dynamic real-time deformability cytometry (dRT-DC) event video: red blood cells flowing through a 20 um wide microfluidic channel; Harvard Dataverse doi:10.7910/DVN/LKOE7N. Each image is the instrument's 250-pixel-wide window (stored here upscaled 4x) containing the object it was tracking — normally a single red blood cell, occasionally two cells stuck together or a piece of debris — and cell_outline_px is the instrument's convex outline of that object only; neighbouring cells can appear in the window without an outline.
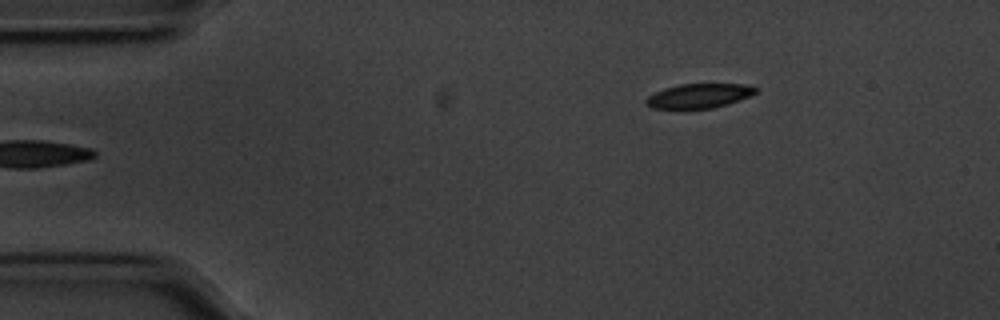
{"species": "common noctule bat (a hibernating species)", "species_latin": "Nyctalus noctula", "temperature_condition": "cold", "stored_images_in_passage": 49, "camera_frame_rate_fps": 3000, "um_per_image_px": 0.085, "animal": {"sex": "male", "body_mass_g": 20.1, "forearm_length_mm": 53.5}, "frame": {"image": 1, "passage_image": 1, "time_ms": 0.0, "image_size_px": [1000, 320], "cell_outline_px": [[756, 92], [748, 96], [728, 104], [712, 108], [652, 108], [644, 104], [644, 100], [648, 96], [664, 88], [680, 84], [744, 84], [756, 88]], "centroid_in_image_um": [59.36, 8.14], "position_along_channel_um": 25.6, "area_um2": 15.37}}
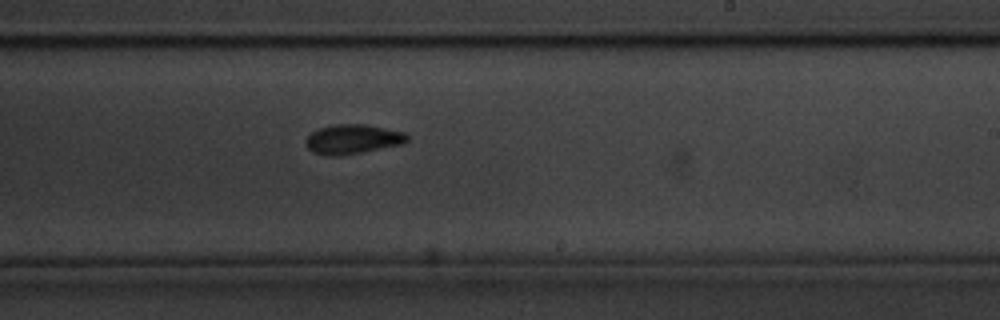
{"frame": {"image": 2, "passage_image": 26, "time_ms": 8.333, "image_size_px": [1000, 320], "cell_outline_px": [[408, 140], [404, 144], [360, 152], [336, 156], [328, 156], [312, 152], [304, 144], [308, 136], [312, 132], [320, 128], [336, 124], [368, 124], [404, 132], [408, 136]], "centroid_in_image_um": [29.98, 11.82], "position_along_channel_um": 259.0, "area_um2": 17.4}}
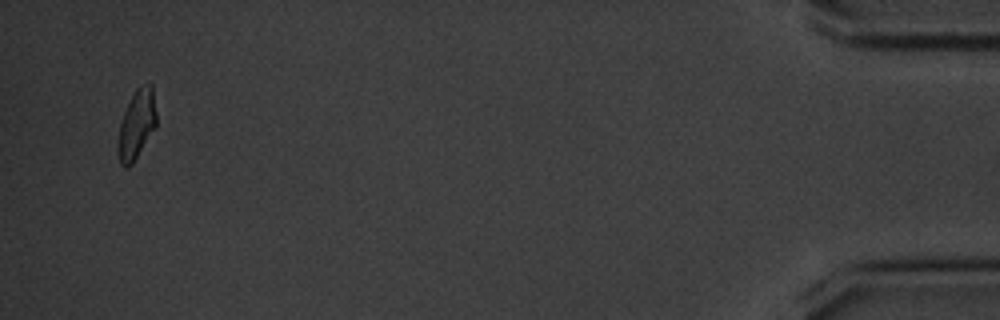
{"frame": {"image": 3, "passage_image": 47, "time_ms": 15.333, "image_size_px": [1000, 320], "cell_outline_px": [[156, 124], [132, 164], [128, 168], [124, 168], [120, 164], [116, 148], [120, 124], [124, 112], [136, 88], [140, 84], [152, 84], [156, 112]], "centroid_in_image_um": [11.58, 10.59], "position_along_channel_um": 423.6, "area_um2": 15.32}, "authors_computed_cell_mechanics": {"area_um2": 16.8776, "velocity_mm_per_s": 3.5334, "shape_relaxation_time_tau1_ms": 2.4753, "shape_relaxation_time_tau2_ms": 5.0612, "deformation_change_tau1": 0.0924, "deformation_change_tau2": 0.073}}